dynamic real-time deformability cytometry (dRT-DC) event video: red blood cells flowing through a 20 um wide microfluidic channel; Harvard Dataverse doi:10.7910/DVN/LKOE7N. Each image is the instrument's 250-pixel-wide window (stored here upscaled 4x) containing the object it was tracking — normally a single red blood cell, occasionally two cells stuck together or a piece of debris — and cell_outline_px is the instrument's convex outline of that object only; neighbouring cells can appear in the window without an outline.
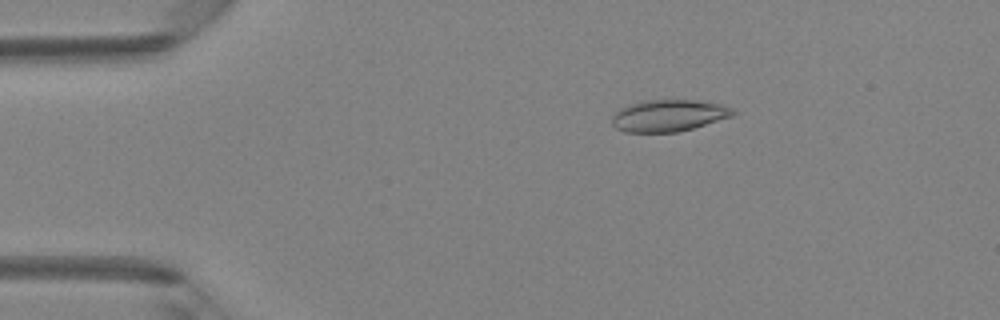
{"species": "Egyptian fruit bat (a non-hibernating species)", "species_latin": "Rousettus aegyptiacus", "temperature_condition": "room temperature", "stored_images_in_passage": 49, "camera_frame_rate_fps": 3000, "um_per_image_px": 0.085, "animal": {"sex": "female"}, "frame": {"image": 1, "passage_image": 9, "time_ms": 2.667, "image_size_px": [1000, 320], "cell_outline_px": [[736, 112], [732, 116], [692, 128], [676, 132], [624, 132], [616, 128], [612, 124], [612, 116], [620, 108], [628, 104], [644, 100], [696, 100], [720, 104], [732, 108]], "centroid_in_image_um": [56.8, 9.82], "position_along_channel_um": 28.2, "area_um2": 22.31}}
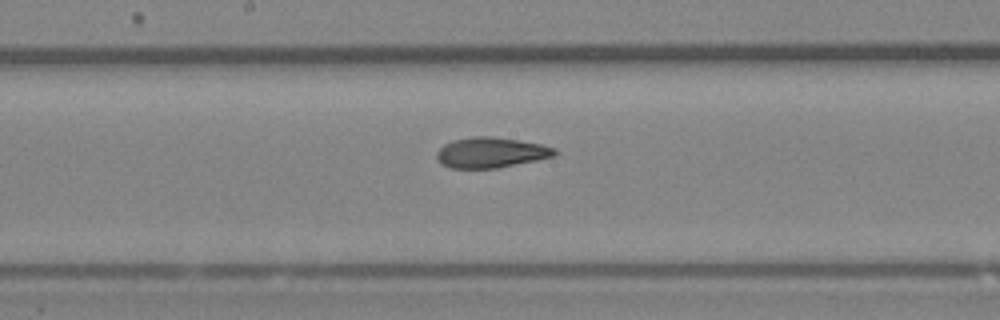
{"frame": {"image": 2, "passage_image": 26, "time_ms": 8.333, "image_size_px": [1000, 320], "cell_outline_px": [[560, 152], [552, 156], [536, 160], [496, 168], [448, 168], [440, 164], [436, 160], [436, 152], [444, 144], [452, 140], [472, 136], [488, 136], [516, 140], [540, 144], [556, 148]], "centroid_in_image_um": [41.67, 12.97], "position_along_channel_um": 206.5, "area_um2": 20.92}}
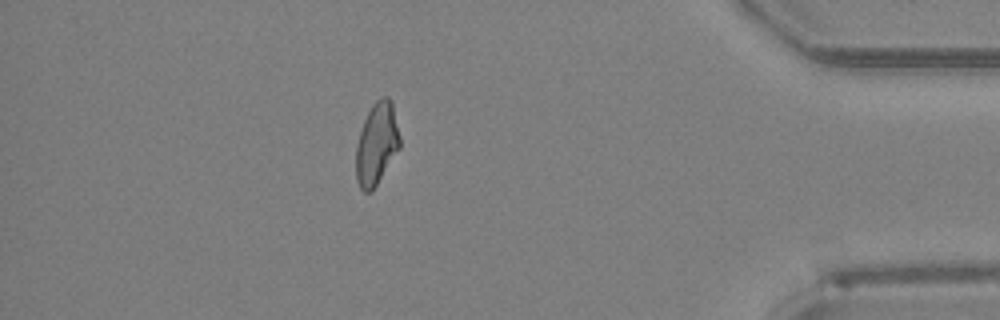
{"frame": {"image": 3, "passage_image": 43, "time_ms": 14.0, "image_size_px": [1000, 320], "cell_outline_px": [[400, 148], [372, 192], [364, 192], [360, 188], [356, 180], [356, 144], [364, 120], [372, 104], [380, 96], [388, 96], [392, 100], [400, 136]], "centroid_in_image_um": [32.02, 12.21], "position_along_channel_um": 403.2, "area_um2": 21.21}, "authors_computed_cell_mechanics": {"area_um2": 21.5016, "velocity_mm_per_s": 4.2049, "shape_relaxation_time_tau1_ms": null, "shape_relaxation_time_tau2_ms": 2.4576, "deformation_change_tau1": null, "deformation_change_tau2": 0.0897}}